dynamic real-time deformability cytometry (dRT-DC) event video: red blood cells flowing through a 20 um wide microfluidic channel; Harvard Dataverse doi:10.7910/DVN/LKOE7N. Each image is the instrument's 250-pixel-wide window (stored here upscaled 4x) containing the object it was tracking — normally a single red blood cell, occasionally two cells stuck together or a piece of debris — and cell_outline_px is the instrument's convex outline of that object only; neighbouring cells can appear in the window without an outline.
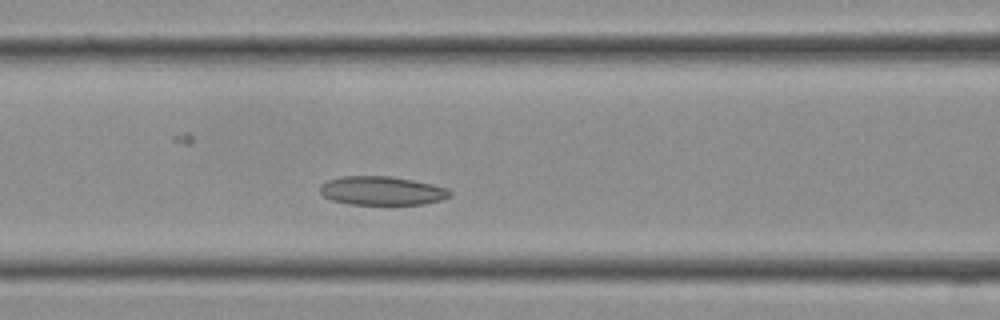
{"species": "Egyptian fruit bat (a non-hibernating species)", "species_latin": "Rousettus aegyptiacus", "temperature_condition": "cold", "stored_images_in_passage": 14, "camera_frame_rate_fps": 3000, "um_per_image_px": 0.085, "frame": {"image": 1, "passage_image": 10, "time_ms": 3.0, "image_size_px": [1000, 320], "cell_outline_px": [[452, 196], [440, 200], [424, 204], [348, 204], [332, 200], [324, 196], [320, 192], [320, 184], [328, 180], [340, 176], [388, 176], [412, 180], [432, 184], [448, 188], [452, 192]], "centroid_in_image_um": [32.46, 16.21], "position_along_channel_um": 134.1, "area_um2": 21.79}}
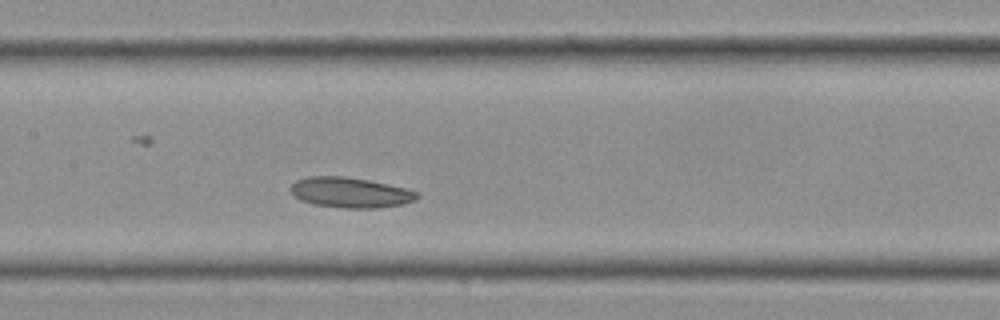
{"frame": {"image": 2, "passage_image": 12, "time_ms": 3.667, "image_size_px": [1000, 320], "cell_outline_px": [[420, 196], [416, 200], [404, 204], [376, 208], [344, 208], [312, 204], [300, 200], [292, 196], [288, 188], [296, 180], [308, 176], [348, 176], [388, 184], [420, 192]], "centroid_in_image_um": [29.75, 16.36], "position_along_channel_um": 177.6, "area_um2": 22.72}}
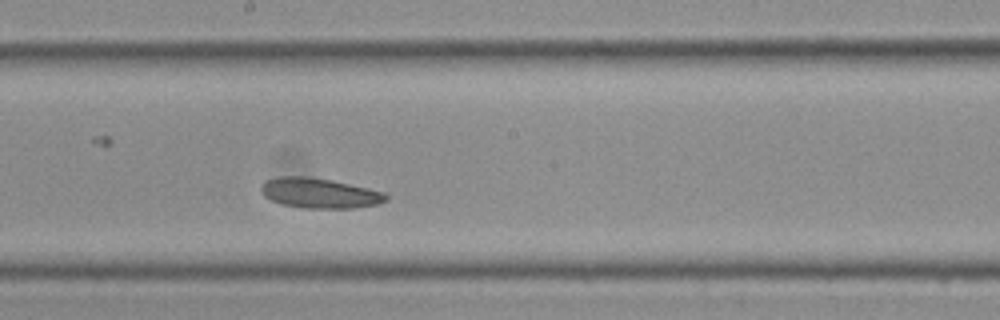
{"frame": {"image": 3, "passage_image": 14, "time_ms": 4.333, "image_size_px": [1000, 320], "cell_outline_px": [[388, 200], [380, 204], [352, 208], [300, 208], [280, 204], [264, 196], [260, 188], [264, 180], [280, 176], [308, 176], [332, 180], [384, 192], [388, 196]], "centroid_in_image_um": [27.14, 16.42], "position_along_channel_um": 221.1, "area_um2": 22.08}}